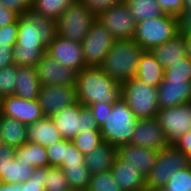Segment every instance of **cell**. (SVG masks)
Returning <instances> with one entry per match:
<instances>
[{
  "mask_svg": "<svg viewBox=\"0 0 191 191\" xmlns=\"http://www.w3.org/2000/svg\"><path fill=\"white\" fill-rule=\"evenodd\" d=\"M56 36V20L38 15L32 10L19 16L13 63L16 66L35 67Z\"/></svg>",
  "mask_w": 191,
  "mask_h": 191,
  "instance_id": "1",
  "label": "cell"
},
{
  "mask_svg": "<svg viewBox=\"0 0 191 191\" xmlns=\"http://www.w3.org/2000/svg\"><path fill=\"white\" fill-rule=\"evenodd\" d=\"M78 102L83 106L118 101L122 84L112 79L100 67H85L76 74Z\"/></svg>",
  "mask_w": 191,
  "mask_h": 191,
  "instance_id": "2",
  "label": "cell"
},
{
  "mask_svg": "<svg viewBox=\"0 0 191 191\" xmlns=\"http://www.w3.org/2000/svg\"><path fill=\"white\" fill-rule=\"evenodd\" d=\"M144 51L133 39L114 40L99 67L112 79L122 84L136 75Z\"/></svg>",
  "mask_w": 191,
  "mask_h": 191,
  "instance_id": "3",
  "label": "cell"
},
{
  "mask_svg": "<svg viewBox=\"0 0 191 191\" xmlns=\"http://www.w3.org/2000/svg\"><path fill=\"white\" fill-rule=\"evenodd\" d=\"M138 120L127 103L120 98L113 103L112 110L100 126L103 140L116 147L130 143Z\"/></svg>",
  "mask_w": 191,
  "mask_h": 191,
  "instance_id": "4",
  "label": "cell"
},
{
  "mask_svg": "<svg viewBox=\"0 0 191 191\" xmlns=\"http://www.w3.org/2000/svg\"><path fill=\"white\" fill-rule=\"evenodd\" d=\"M157 87L144 83L134 76L122 83L121 98L127 103L138 119L157 117L158 107Z\"/></svg>",
  "mask_w": 191,
  "mask_h": 191,
  "instance_id": "5",
  "label": "cell"
},
{
  "mask_svg": "<svg viewBox=\"0 0 191 191\" xmlns=\"http://www.w3.org/2000/svg\"><path fill=\"white\" fill-rule=\"evenodd\" d=\"M179 33L177 16L163 14L137 23L133 40L145 51H150L172 39Z\"/></svg>",
  "mask_w": 191,
  "mask_h": 191,
  "instance_id": "6",
  "label": "cell"
},
{
  "mask_svg": "<svg viewBox=\"0 0 191 191\" xmlns=\"http://www.w3.org/2000/svg\"><path fill=\"white\" fill-rule=\"evenodd\" d=\"M190 166L191 159L173 145L157 151L156 162L146 176V190L159 191L175 172Z\"/></svg>",
  "mask_w": 191,
  "mask_h": 191,
  "instance_id": "7",
  "label": "cell"
},
{
  "mask_svg": "<svg viewBox=\"0 0 191 191\" xmlns=\"http://www.w3.org/2000/svg\"><path fill=\"white\" fill-rule=\"evenodd\" d=\"M51 119L63 139L70 141L84 131L100 130L88 106L79 102L60 110Z\"/></svg>",
  "mask_w": 191,
  "mask_h": 191,
  "instance_id": "8",
  "label": "cell"
},
{
  "mask_svg": "<svg viewBox=\"0 0 191 191\" xmlns=\"http://www.w3.org/2000/svg\"><path fill=\"white\" fill-rule=\"evenodd\" d=\"M95 20L79 0H74L56 20L57 35L81 44Z\"/></svg>",
  "mask_w": 191,
  "mask_h": 191,
  "instance_id": "9",
  "label": "cell"
},
{
  "mask_svg": "<svg viewBox=\"0 0 191 191\" xmlns=\"http://www.w3.org/2000/svg\"><path fill=\"white\" fill-rule=\"evenodd\" d=\"M166 140L172 145L191 130V102L159 109L157 117Z\"/></svg>",
  "mask_w": 191,
  "mask_h": 191,
  "instance_id": "10",
  "label": "cell"
},
{
  "mask_svg": "<svg viewBox=\"0 0 191 191\" xmlns=\"http://www.w3.org/2000/svg\"><path fill=\"white\" fill-rule=\"evenodd\" d=\"M113 41L111 32L95 20L81 43L86 67H99L112 47Z\"/></svg>",
  "mask_w": 191,
  "mask_h": 191,
  "instance_id": "11",
  "label": "cell"
},
{
  "mask_svg": "<svg viewBox=\"0 0 191 191\" xmlns=\"http://www.w3.org/2000/svg\"><path fill=\"white\" fill-rule=\"evenodd\" d=\"M96 20L111 32L114 40L133 39L135 36L137 21L125 2L107 9Z\"/></svg>",
  "mask_w": 191,
  "mask_h": 191,
  "instance_id": "12",
  "label": "cell"
},
{
  "mask_svg": "<svg viewBox=\"0 0 191 191\" xmlns=\"http://www.w3.org/2000/svg\"><path fill=\"white\" fill-rule=\"evenodd\" d=\"M38 102L44 116L51 117L71 104L78 103L77 87L73 86H41Z\"/></svg>",
  "mask_w": 191,
  "mask_h": 191,
  "instance_id": "13",
  "label": "cell"
},
{
  "mask_svg": "<svg viewBox=\"0 0 191 191\" xmlns=\"http://www.w3.org/2000/svg\"><path fill=\"white\" fill-rule=\"evenodd\" d=\"M46 54L76 73L86 67L81 44L58 35L47 46Z\"/></svg>",
  "mask_w": 191,
  "mask_h": 191,
  "instance_id": "14",
  "label": "cell"
},
{
  "mask_svg": "<svg viewBox=\"0 0 191 191\" xmlns=\"http://www.w3.org/2000/svg\"><path fill=\"white\" fill-rule=\"evenodd\" d=\"M1 115L16 119L26 125L44 117L38 99L26 100L15 95L1 98Z\"/></svg>",
  "mask_w": 191,
  "mask_h": 191,
  "instance_id": "15",
  "label": "cell"
},
{
  "mask_svg": "<svg viewBox=\"0 0 191 191\" xmlns=\"http://www.w3.org/2000/svg\"><path fill=\"white\" fill-rule=\"evenodd\" d=\"M42 86H73L76 84V72L61 65L46 53L35 66Z\"/></svg>",
  "mask_w": 191,
  "mask_h": 191,
  "instance_id": "16",
  "label": "cell"
},
{
  "mask_svg": "<svg viewBox=\"0 0 191 191\" xmlns=\"http://www.w3.org/2000/svg\"><path fill=\"white\" fill-rule=\"evenodd\" d=\"M130 144L156 151L165 149L170 145L157 118L139 119L134 128Z\"/></svg>",
  "mask_w": 191,
  "mask_h": 191,
  "instance_id": "17",
  "label": "cell"
},
{
  "mask_svg": "<svg viewBox=\"0 0 191 191\" xmlns=\"http://www.w3.org/2000/svg\"><path fill=\"white\" fill-rule=\"evenodd\" d=\"M157 91L159 109L191 102V82L168 81L164 77Z\"/></svg>",
  "mask_w": 191,
  "mask_h": 191,
  "instance_id": "18",
  "label": "cell"
},
{
  "mask_svg": "<svg viewBox=\"0 0 191 191\" xmlns=\"http://www.w3.org/2000/svg\"><path fill=\"white\" fill-rule=\"evenodd\" d=\"M156 157L157 151L151 148H144L130 143L117 147V158L138 168L144 176L151 172Z\"/></svg>",
  "mask_w": 191,
  "mask_h": 191,
  "instance_id": "19",
  "label": "cell"
},
{
  "mask_svg": "<svg viewBox=\"0 0 191 191\" xmlns=\"http://www.w3.org/2000/svg\"><path fill=\"white\" fill-rule=\"evenodd\" d=\"M110 171L116 184L123 191H147L146 176L138 168L131 166L129 163L116 158Z\"/></svg>",
  "mask_w": 191,
  "mask_h": 191,
  "instance_id": "20",
  "label": "cell"
},
{
  "mask_svg": "<svg viewBox=\"0 0 191 191\" xmlns=\"http://www.w3.org/2000/svg\"><path fill=\"white\" fill-rule=\"evenodd\" d=\"M116 158L117 147L104 141L89 153L85 154L84 162L90 174L93 175L110 171Z\"/></svg>",
  "mask_w": 191,
  "mask_h": 191,
  "instance_id": "21",
  "label": "cell"
},
{
  "mask_svg": "<svg viewBox=\"0 0 191 191\" xmlns=\"http://www.w3.org/2000/svg\"><path fill=\"white\" fill-rule=\"evenodd\" d=\"M17 80L14 95L26 99H38L41 84L35 67L17 66Z\"/></svg>",
  "mask_w": 191,
  "mask_h": 191,
  "instance_id": "22",
  "label": "cell"
},
{
  "mask_svg": "<svg viewBox=\"0 0 191 191\" xmlns=\"http://www.w3.org/2000/svg\"><path fill=\"white\" fill-rule=\"evenodd\" d=\"M58 129L55 127L51 117L44 116L35 123L27 125V140L48 147L61 141Z\"/></svg>",
  "mask_w": 191,
  "mask_h": 191,
  "instance_id": "23",
  "label": "cell"
},
{
  "mask_svg": "<svg viewBox=\"0 0 191 191\" xmlns=\"http://www.w3.org/2000/svg\"><path fill=\"white\" fill-rule=\"evenodd\" d=\"M150 52L165 69L172 63L187 56L184 35L179 32L170 41L152 48Z\"/></svg>",
  "mask_w": 191,
  "mask_h": 191,
  "instance_id": "24",
  "label": "cell"
},
{
  "mask_svg": "<svg viewBox=\"0 0 191 191\" xmlns=\"http://www.w3.org/2000/svg\"><path fill=\"white\" fill-rule=\"evenodd\" d=\"M135 76L146 84L158 87L165 77V69L150 51H144Z\"/></svg>",
  "mask_w": 191,
  "mask_h": 191,
  "instance_id": "25",
  "label": "cell"
},
{
  "mask_svg": "<svg viewBox=\"0 0 191 191\" xmlns=\"http://www.w3.org/2000/svg\"><path fill=\"white\" fill-rule=\"evenodd\" d=\"M0 136L4 145L16 149L28 141L27 125L0 114Z\"/></svg>",
  "mask_w": 191,
  "mask_h": 191,
  "instance_id": "26",
  "label": "cell"
},
{
  "mask_svg": "<svg viewBox=\"0 0 191 191\" xmlns=\"http://www.w3.org/2000/svg\"><path fill=\"white\" fill-rule=\"evenodd\" d=\"M15 158L34 168L49 166L46 147L31 141L16 148Z\"/></svg>",
  "mask_w": 191,
  "mask_h": 191,
  "instance_id": "27",
  "label": "cell"
},
{
  "mask_svg": "<svg viewBox=\"0 0 191 191\" xmlns=\"http://www.w3.org/2000/svg\"><path fill=\"white\" fill-rule=\"evenodd\" d=\"M132 16L138 22L162 16L156 0H125Z\"/></svg>",
  "mask_w": 191,
  "mask_h": 191,
  "instance_id": "28",
  "label": "cell"
},
{
  "mask_svg": "<svg viewBox=\"0 0 191 191\" xmlns=\"http://www.w3.org/2000/svg\"><path fill=\"white\" fill-rule=\"evenodd\" d=\"M71 191H87L91 174L85 164L63 166L61 168Z\"/></svg>",
  "mask_w": 191,
  "mask_h": 191,
  "instance_id": "29",
  "label": "cell"
},
{
  "mask_svg": "<svg viewBox=\"0 0 191 191\" xmlns=\"http://www.w3.org/2000/svg\"><path fill=\"white\" fill-rule=\"evenodd\" d=\"M74 0H33L32 11L57 20Z\"/></svg>",
  "mask_w": 191,
  "mask_h": 191,
  "instance_id": "30",
  "label": "cell"
},
{
  "mask_svg": "<svg viewBox=\"0 0 191 191\" xmlns=\"http://www.w3.org/2000/svg\"><path fill=\"white\" fill-rule=\"evenodd\" d=\"M34 167L16 158L9 159L6 167V176L2 182L9 184H22L26 182L34 171Z\"/></svg>",
  "mask_w": 191,
  "mask_h": 191,
  "instance_id": "31",
  "label": "cell"
},
{
  "mask_svg": "<svg viewBox=\"0 0 191 191\" xmlns=\"http://www.w3.org/2000/svg\"><path fill=\"white\" fill-rule=\"evenodd\" d=\"M165 78L168 81L191 82V58L186 56L165 68Z\"/></svg>",
  "mask_w": 191,
  "mask_h": 191,
  "instance_id": "32",
  "label": "cell"
},
{
  "mask_svg": "<svg viewBox=\"0 0 191 191\" xmlns=\"http://www.w3.org/2000/svg\"><path fill=\"white\" fill-rule=\"evenodd\" d=\"M71 141L84 155L104 142L100 130L84 131L76 135Z\"/></svg>",
  "mask_w": 191,
  "mask_h": 191,
  "instance_id": "33",
  "label": "cell"
},
{
  "mask_svg": "<svg viewBox=\"0 0 191 191\" xmlns=\"http://www.w3.org/2000/svg\"><path fill=\"white\" fill-rule=\"evenodd\" d=\"M87 191H123L116 184L112 172H101L91 175Z\"/></svg>",
  "mask_w": 191,
  "mask_h": 191,
  "instance_id": "34",
  "label": "cell"
},
{
  "mask_svg": "<svg viewBox=\"0 0 191 191\" xmlns=\"http://www.w3.org/2000/svg\"><path fill=\"white\" fill-rule=\"evenodd\" d=\"M45 191H71L67 177L61 167L47 166Z\"/></svg>",
  "mask_w": 191,
  "mask_h": 191,
  "instance_id": "35",
  "label": "cell"
},
{
  "mask_svg": "<svg viewBox=\"0 0 191 191\" xmlns=\"http://www.w3.org/2000/svg\"><path fill=\"white\" fill-rule=\"evenodd\" d=\"M159 191H191V166L175 172Z\"/></svg>",
  "mask_w": 191,
  "mask_h": 191,
  "instance_id": "36",
  "label": "cell"
},
{
  "mask_svg": "<svg viewBox=\"0 0 191 191\" xmlns=\"http://www.w3.org/2000/svg\"><path fill=\"white\" fill-rule=\"evenodd\" d=\"M17 66L15 64L0 69V97L12 96L16 88Z\"/></svg>",
  "mask_w": 191,
  "mask_h": 191,
  "instance_id": "37",
  "label": "cell"
},
{
  "mask_svg": "<svg viewBox=\"0 0 191 191\" xmlns=\"http://www.w3.org/2000/svg\"><path fill=\"white\" fill-rule=\"evenodd\" d=\"M96 18L107 9L124 3L125 0H79Z\"/></svg>",
  "mask_w": 191,
  "mask_h": 191,
  "instance_id": "38",
  "label": "cell"
},
{
  "mask_svg": "<svg viewBox=\"0 0 191 191\" xmlns=\"http://www.w3.org/2000/svg\"><path fill=\"white\" fill-rule=\"evenodd\" d=\"M49 166L61 167L62 160L66 154V139H62L46 147Z\"/></svg>",
  "mask_w": 191,
  "mask_h": 191,
  "instance_id": "39",
  "label": "cell"
},
{
  "mask_svg": "<svg viewBox=\"0 0 191 191\" xmlns=\"http://www.w3.org/2000/svg\"><path fill=\"white\" fill-rule=\"evenodd\" d=\"M47 167L35 168L32 175L25 182V191H45Z\"/></svg>",
  "mask_w": 191,
  "mask_h": 191,
  "instance_id": "40",
  "label": "cell"
},
{
  "mask_svg": "<svg viewBox=\"0 0 191 191\" xmlns=\"http://www.w3.org/2000/svg\"><path fill=\"white\" fill-rule=\"evenodd\" d=\"M18 36V18L10 24L0 27V46H15Z\"/></svg>",
  "mask_w": 191,
  "mask_h": 191,
  "instance_id": "41",
  "label": "cell"
},
{
  "mask_svg": "<svg viewBox=\"0 0 191 191\" xmlns=\"http://www.w3.org/2000/svg\"><path fill=\"white\" fill-rule=\"evenodd\" d=\"M85 155L81 153L70 140H66V154L62 160L61 168L63 166H74L85 164Z\"/></svg>",
  "mask_w": 191,
  "mask_h": 191,
  "instance_id": "42",
  "label": "cell"
},
{
  "mask_svg": "<svg viewBox=\"0 0 191 191\" xmlns=\"http://www.w3.org/2000/svg\"><path fill=\"white\" fill-rule=\"evenodd\" d=\"M156 2L164 14L179 18L184 12V0H156Z\"/></svg>",
  "mask_w": 191,
  "mask_h": 191,
  "instance_id": "43",
  "label": "cell"
},
{
  "mask_svg": "<svg viewBox=\"0 0 191 191\" xmlns=\"http://www.w3.org/2000/svg\"><path fill=\"white\" fill-rule=\"evenodd\" d=\"M8 9L14 11L19 16L26 14L32 9L33 0H0Z\"/></svg>",
  "mask_w": 191,
  "mask_h": 191,
  "instance_id": "44",
  "label": "cell"
},
{
  "mask_svg": "<svg viewBox=\"0 0 191 191\" xmlns=\"http://www.w3.org/2000/svg\"><path fill=\"white\" fill-rule=\"evenodd\" d=\"M113 104L110 103H94L88 106L94 116L99 127L105 122L108 112L112 110Z\"/></svg>",
  "mask_w": 191,
  "mask_h": 191,
  "instance_id": "45",
  "label": "cell"
},
{
  "mask_svg": "<svg viewBox=\"0 0 191 191\" xmlns=\"http://www.w3.org/2000/svg\"><path fill=\"white\" fill-rule=\"evenodd\" d=\"M16 149L8 145H0V177L1 180L6 176V167L9 159L15 158Z\"/></svg>",
  "mask_w": 191,
  "mask_h": 191,
  "instance_id": "46",
  "label": "cell"
},
{
  "mask_svg": "<svg viewBox=\"0 0 191 191\" xmlns=\"http://www.w3.org/2000/svg\"><path fill=\"white\" fill-rule=\"evenodd\" d=\"M191 159V130L172 144Z\"/></svg>",
  "mask_w": 191,
  "mask_h": 191,
  "instance_id": "47",
  "label": "cell"
},
{
  "mask_svg": "<svg viewBox=\"0 0 191 191\" xmlns=\"http://www.w3.org/2000/svg\"><path fill=\"white\" fill-rule=\"evenodd\" d=\"M13 47L0 46V69L13 65Z\"/></svg>",
  "mask_w": 191,
  "mask_h": 191,
  "instance_id": "48",
  "label": "cell"
},
{
  "mask_svg": "<svg viewBox=\"0 0 191 191\" xmlns=\"http://www.w3.org/2000/svg\"><path fill=\"white\" fill-rule=\"evenodd\" d=\"M19 17L14 11L6 8L0 2V27H4L7 24L13 23Z\"/></svg>",
  "mask_w": 191,
  "mask_h": 191,
  "instance_id": "49",
  "label": "cell"
},
{
  "mask_svg": "<svg viewBox=\"0 0 191 191\" xmlns=\"http://www.w3.org/2000/svg\"><path fill=\"white\" fill-rule=\"evenodd\" d=\"M179 19V32L182 35L191 34V12H183Z\"/></svg>",
  "mask_w": 191,
  "mask_h": 191,
  "instance_id": "50",
  "label": "cell"
},
{
  "mask_svg": "<svg viewBox=\"0 0 191 191\" xmlns=\"http://www.w3.org/2000/svg\"><path fill=\"white\" fill-rule=\"evenodd\" d=\"M0 191H25V182L22 184H9L2 182Z\"/></svg>",
  "mask_w": 191,
  "mask_h": 191,
  "instance_id": "51",
  "label": "cell"
},
{
  "mask_svg": "<svg viewBox=\"0 0 191 191\" xmlns=\"http://www.w3.org/2000/svg\"><path fill=\"white\" fill-rule=\"evenodd\" d=\"M186 55L191 58V34L184 35Z\"/></svg>",
  "mask_w": 191,
  "mask_h": 191,
  "instance_id": "52",
  "label": "cell"
},
{
  "mask_svg": "<svg viewBox=\"0 0 191 191\" xmlns=\"http://www.w3.org/2000/svg\"><path fill=\"white\" fill-rule=\"evenodd\" d=\"M184 12H191V0H184Z\"/></svg>",
  "mask_w": 191,
  "mask_h": 191,
  "instance_id": "53",
  "label": "cell"
},
{
  "mask_svg": "<svg viewBox=\"0 0 191 191\" xmlns=\"http://www.w3.org/2000/svg\"><path fill=\"white\" fill-rule=\"evenodd\" d=\"M0 114H1V97H0Z\"/></svg>",
  "mask_w": 191,
  "mask_h": 191,
  "instance_id": "54",
  "label": "cell"
},
{
  "mask_svg": "<svg viewBox=\"0 0 191 191\" xmlns=\"http://www.w3.org/2000/svg\"><path fill=\"white\" fill-rule=\"evenodd\" d=\"M3 143H2V139H1V136H0V145H2Z\"/></svg>",
  "mask_w": 191,
  "mask_h": 191,
  "instance_id": "55",
  "label": "cell"
}]
</instances>
